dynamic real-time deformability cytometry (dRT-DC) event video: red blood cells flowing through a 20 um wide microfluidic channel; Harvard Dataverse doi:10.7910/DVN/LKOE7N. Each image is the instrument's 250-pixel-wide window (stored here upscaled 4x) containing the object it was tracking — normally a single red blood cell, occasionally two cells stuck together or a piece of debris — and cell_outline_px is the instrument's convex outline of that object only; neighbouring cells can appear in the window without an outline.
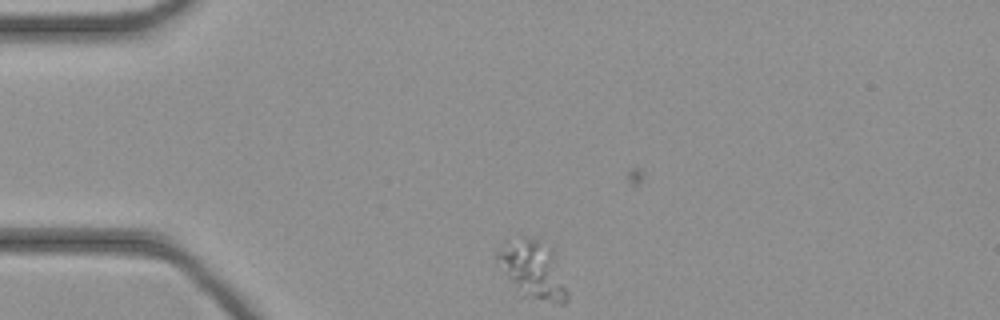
{"species": "common noctule bat (a hibernating species)", "species_latin": "Nyctalus noctula", "temperature_condition": "cold", "stored_images_in_passage": 7, "camera_frame_rate_fps": 3000, "um_per_image_px": 0.085, "animal": {"sex": "female", "body_mass_g": 21.9}, "frame": {"image": 1, "passage_image": 2, "time_ms": 0.333, "image_size_px": [1000, 320], "cell_outline_px": [[568, 300], [564, 304], [560, 304], [524, 296], [508, 276], [496, 260], [496, 252], [500, 244], [508, 240], [524, 236], [536, 240], [552, 248], [556, 252], [568, 292]], "centroid_in_image_um": [45.34, 22.89], "position_along_channel_um": 39.7, "area_um2": 23.52}}